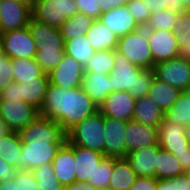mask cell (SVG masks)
Listing matches in <instances>:
<instances>
[{
    "label": "cell",
    "mask_w": 190,
    "mask_h": 190,
    "mask_svg": "<svg viewBox=\"0 0 190 190\" xmlns=\"http://www.w3.org/2000/svg\"><path fill=\"white\" fill-rule=\"evenodd\" d=\"M48 85V73H44L41 77L37 78V80L20 83V101L31 104L40 111Z\"/></svg>",
    "instance_id": "obj_25"
},
{
    "label": "cell",
    "mask_w": 190,
    "mask_h": 190,
    "mask_svg": "<svg viewBox=\"0 0 190 190\" xmlns=\"http://www.w3.org/2000/svg\"><path fill=\"white\" fill-rule=\"evenodd\" d=\"M66 134L72 145L104 154V115L99 110L77 123Z\"/></svg>",
    "instance_id": "obj_4"
},
{
    "label": "cell",
    "mask_w": 190,
    "mask_h": 190,
    "mask_svg": "<svg viewBox=\"0 0 190 190\" xmlns=\"http://www.w3.org/2000/svg\"><path fill=\"white\" fill-rule=\"evenodd\" d=\"M126 155L128 152L158 144V127L130 120L126 125Z\"/></svg>",
    "instance_id": "obj_17"
},
{
    "label": "cell",
    "mask_w": 190,
    "mask_h": 190,
    "mask_svg": "<svg viewBox=\"0 0 190 190\" xmlns=\"http://www.w3.org/2000/svg\"><path fill=\"white\" fill-rule=\"evenodd\" d=\"M39 115L37 108L24 101L0 99V118L9 131L19 133Z\"/></svg>",
    "instance_id": "obj_8"
},
{
    "label": "cell",
    "mask_w": 190,
    "mask_h": 190,
    "mask_svg": "<svg viewBox=\"0 0 190 190\" xmlns=\"http://www.w3.org/2000/svg\"><path fill=\"white\" fill-rule=\"evenodd\" d=\"M66 190H96L88 181H74L72 184L64 186Z\"/></svg>",
    "instance_id": "obj_50"
},
{
    "label": "cell",
    "mask_w": 190,
    "mask_h": 190,
    "mask_svg": "<svg viewBox=\"0 0 190 190\" xmlns=\"http://www.w3.org/2000/svg\"><path fill=\"white\" fill-rule=\"evenodd\" d=\"M32 7L16 0H3L0 8V34L28 26Z\"/></svg>",
    "instance_id": "obj_12"
},
{
    "label": "cell",
    "mask_w": 190,
    "mask_h": 190,
    "mask_svg": "<svg viewBox=\"0 0 190 190\" xmlns=\"http://www.w3.org/2000/svg\"><path fill=\"white\" fill-rule=\"evenodd\" d=\"M159 144L128 152L125 158L137 177H155Z\"/></svg>",
    "instance_id": "obj_18"
},
{
    "label": "cell",
    "mask_w": 190,
    "mask_h": 190,
    "mask_svg": "<svg viewBox=\"0 0 190 190\" xmlns=\"http://www.w3.org/2000/svg\"><path fill=\"white\" fill-rule=\"evenodd\" d=\"M143 70V68L133 65L129 59L115 50L114 67L109 74L111 90L113 92L128 91L134 98L135 79Z\"/></svg>",
    "instance_id": "obj_10"
},
{
    "label": "cell",
    "mask_w": 190,
    "mask_h": 190,
    "mask_svg": "<svg viewBox=\"0 0 190 190\" xmlns=\"http://www.w3.org/2000/svg\"><path fill=\"white\" fill-rule=\"evenodd\" d=\"M64 51L66 55L73 57L82 65H84L95 53L87 40L86 35H80L65 41Z\"/></svg>",
    "instance_id": "obj_34"
},
{
    "label": "cell",
    "mask_w": 190,
    "mask_h": 190,
    "mask_svg": "<svg viewBox=\"0 0 190 190\" xmlns=\"http://www.w3.org/2000/svg\"><path fill=\"white\" fill-rule=\"evenodd\" d=\"M4 55L5 54H4L3 44L0 38V60H1V57H3Z\"/></svg>",
    "instance_id": "obj_57"
},
{
    "label": "cell",
    "mask_w": 190,
    "mask_h": 190,
    "mask_svg": "<svg viewBox=\"0 0 190 190\" xmlns=\"http://www.w3.org/2000/svg\"><path fill=\"white\" fill-rule=\"evenodd\" d=\"M156 185L155 177H137L129 190H156Z\"/></svg>",
    "instance_id": "obj_45"
},
{
    "label": "cell",
    "mask_w": 190,
    "mask_h": 190,
    "mask_svg": "<svg viewBox=\"0 0 190 190\" xmlns=\"http://www.w3.org/2000/svg\"><path fill=\"white\" fill-rule=\"evenodd\" d=\"M93 21V18L81 13L67 18L60 27L64 42L80 35H86Z\"/></svg>",
    "instance_id": "obj_32"
},
{
    "label": "cell",
    "mask_w": 190,
    "mask_h": 190,
    "mask_svg": "<svg viewBox=\"0 0 190 190\" xmlns=\"http://www.w3.org/2000/svg\"><path fill=\"white\" fill-rule=\"evenodd\" d=\"M9 131L7 125L2 121V119L0 118V138L3 135H6Z\"/></svg>",
    "instance_id": "obj_54"
},
{
    "label": "cell",
    "mask_w": 190,
    "mask_h": 190,
    "mask_svg": "<svg viewBox=\"0 0 190 190\" xmlns=\"http://www.w3.org/2000/svg\"><path fill=\"white\" fill-rule=\"evenodd\" d=\"M28 27L37 47L35 60L45 73H49L65 55V42L60 28L49 26L33 17Z\"/></svg>",
    "instance_id": "obj_3"
},
{
    "label": "cell",
    "mask_w": 190,
    "mask_h": 190,
    "mask_svg": "<svg viewBox=\"0 0 190 190\" xmlns=\"http://www.w3.org/2000/svg\"><path fill=\"white\" fill-rule=\"evenodd\" d=\"M98 110L99 107L82 87L64 89L49 83L39 113L56 121L67 133Z\"/></svg>",
    "instance_id": "obj_2"
},
{
    "label": "cell",
    "mask_w": 190,
    "mask_h": 190,
    "mask_svg": "<svg viewBox=\"0 0 190 190\" xmlns=\"http://www.w3.org/2000/svg\"><path fill=\"white\" fill-rule=\"evenodd\" d=\"M182 93L177 87H173L157 78H154L147 96L153 100L160 109L165 112L178 100Z\"/></svg>",
    "instance_id": "obj_26"
},
{
    "label": "cell",
    "mask_w": 190,
    "mask_h": 190,
    "mask_svg": "<svg viewBox=\"0 0 190 190\" xmlns=\"http://www.w3.org/2000/svg\"><path fill=\"white\" fill-rule=\"evenodd\" d=\"M81 14H85L93 19H99L102 14L99 0H74Z\"/></svg>",
    "instance_id": "obj_42"
},
{
    "label": "cell",
    "mask_w": 190,
    "mask_h": 190,
    "mask_svg": "<svg viewBox=\"0 0 190 190\" xmlns=\"http://www.w3.org/2000/svg\"><path fill=\"white\" fill-rule=\"evenodd\" d=\"M127 8L132 17L140 27H145L151 16L150 10L144 5L143 0H131L127 3Z\"/></svg>",
    "instance_id": "obj_40"
},
{
    "label": "cell",
    "mask_w": 190,
    "mask_h": 190,
    "mask_svg": "<svg viewBox=\"0 0 190 190\" xmlns=\"http://www.w3.org/2000/svg\"><path fill=\"white\" fill-rule=\"evenodd\" d=\"M185 132H186V134H185L186 138H187L188 143L190 145V123L187 126H185Z\"/></svg>",
    "instance_id": "obj_56"
},
{
    "label": "cell",
    "mask_w": 190,
    "mask_h": 190,
    "mask_svg": "<svg viewBox=\"0 0 190 190\" xmlns=\"http://www.w3.org/2000/svg\"><path fill=\"white\" fill-rule=\"evenodd\" d=\"M155 78L181 91L190 89V59L184 56L156 63L153 68Z\"/></svg>",
    "instance_id": "obj_7"
},
{
    "label": "cell",
    "mask_w": 190,
    "mask_h": 190,
    "mask_svg": "<svg viewBox=\"0 0 190 190\" xmlns=\"http://www.w3.org/2000/svg\"><path fill=\"white\" fill-rule=\"evenodd\" d=\"M156 190H190V180L184 174L172 179H157Z\"/></svg>",
    "instance_id": "obj_41"
},
{
    "label": "cell",
    "mask_w": 190,
    "mask_h": 190,
    "mask_svg": "<svg viewBox=\"0 0 190 190\" xmlns=\"http://www.w3.org/2000/svg\"><path fill=\"white\" fill-rule=\"evenodd\" d=\"M86 38L94 51L116 50L118 37L99 19H94Z\"/></svg>",
    "instance_id": "obj_23"
},
{
    "label": "cell",
    "mask_w": 190,
    "mask_h": 190,
    "mask_svg": "<svg viewBox=\"0 0 190 190\" xmlns=\"http://www.w3.org/2000/svg\"><path fill=\"white\" fill-rule=\"evenodd\" d=\"M143 3L151 13L169 9V0H143Z\"/></svg>",
    "instance_id": "obj_48"
},
{
    "label": "cell",
    "mask_w": 190,
    "mask_h": 190,
    "mask_svg": "<svg viewBox=\"0 0 190 190\" xmlns=\"http://www.w3.org/2000/svg\"><path fill=\"white\" fill-rule=\"evenodd\" d=\"M22 141L18 132H8L0 138V157L17 169L20 162Z\"/></svg>",
    "instance_id": "obj_30"
},
{
    "label": "cell",
    "mask_w": 190,
    "mask_h": 190,
    "mask_svg": "<svg viewBox=\"0 0 190 190\" xmlns=\"http://www.w3.org/2000/svg\"><path fill=\"white\" fill-rule=\"evenodd\" d=\"M96 190H113V189L105 188V189H96Z\"/></svg>",
    "instance_id": "obj_61"
},
{
    "label": "cell",
    "mask_w": 190,
    "mask_h": 190,
    "mask_svg": "<svg viewBox=\"0 0 190 190\" xmlns=\"http://www.w3.org/2000/svg\"><path fill=\"white\" fill-rule=\"evenodd\" d=\"M52 165L54 175L58 178L63 187L75 181L76 163L74 158V145L67 139L57 151Z\"/></svg>",
    "instance_id": "obj_20"
},
{
    "label": "cell",
    "mask_w": 190,
    "mask_h": 190,
    "mask_svg": "<svg viewBox=\"0 0 190 190\" xmlns=\"http://www.w3.org/2000/svg\"><path fill=\"white\" fill-rule=\"evenodd\" d=\"M184 57L190 59V50H188V52L184 55Z\"/></svg>",
    "instance_id": "obj_60"
},
{
    "label": "cell",
    "mask_w": 190,
    "mask_h": 190,
    "mask_svg": "<svg viewBox=\"0 0 190 190\" xmlns=\"http://www.w3.org/2000/svg\"><path fill=\"white\" fill-rule=\"evenodd\" d=\"M183 174L184 170L177 158L160 147L157 152L156 179H172Z\"/></svg>",
    "instance_id": "obj_29"
},
{
    "label": "cell",
    "mask_w": 190,
    "mask_h": 190,
    "mask_svg": "<svg viewBox=\"0 0 190 190\" xmlns=\"http://www.w3.org/2000/svg\"><path fill=\"white\" fill-rule=\"evenodd\" d=\"M164 119L182 126L190 123V92L182 91L172 107L164 112Z\"/></svg>",
    "instance_id": "obj_31"
},
{
    "label": "cell",
    "mask_w": 190,
    "mask_h": 190,
    "mask_svg": "<svg viewBox=\"0 0 190 190\" xmlns=\"http://www.w3.org/2000/svg\"><path fill=\"white\" fill-rule=\"evenodd\" d=\"M84 73L83 65L65 54L59 65L48 73V79L60 88H76L81 87Z\"/></svg>",
    "instance_id": "obj_11"
},
{
    "label": "cell",
    "mask_w": 190,
    "mask_h": 190,
    "mask_svg": "<svg viewBox=\"0 0 190 190\" xmlns=\"http://www.w3.org/2000/svg\"><path fill=\"white\" fill-rule=\"evenodd\" d=\"M115 50L95 51L83 65L85 73H103L109 75L114 67Z\"/></svg>",
    "instance_id": "obj_33"
},
{
    "label": "cell",
    "mask_w": 190,
    "mask_h": 190,
    "mask_svg": "<svg viewBox=\"0 0 190 190\" xmlns=\"http://www.w3.org/2000/svg\"><path fill=\"white\" fill-rule=\"evenodd\" d=\"M169 10L179 14L185 12L183 6L179 4V0H169Z\"/></svg>",
    "instance_id": "obj_53"
},
{
    "label": "cell",
    "mask_w": 190,
    "mask_h": 190,
    "mask_svg": "<svg viewBox=\"0 0 190 190\" xmlns=\"http://www.w3.org/2000/svg\"><path fill=\"white\" fill-rule=\"evenodd\" d=\"M81 87L98 107L113 92L109 75L98 72L84 73Z\"/></svg>",
    "instance_id": "obj_22"
},
{
    "label": "cell",
    "mask_w": 190,
    "mask_h": 190,
    "mask_svg": "<svg viewBox=\"0 0 190 190\" xmlns=\"http://www.w3.org/2000/svg\"><path fill=\"white\" fill-rule=\"evenodd\" d=\"M0 38L4 54L9 58H35L37 47L28 26L1 33Z\"/></svg>",
    "instance_id": "obj_9"
},
{
    "label": "cell",
    "mask_w": 190,
    "mask_h": 190,
    "mask_svg": "<svg viewBox=\"0 0 190 190\" xmlns=\"http://www.w3.org/2000/svg\"><path fill=\"white\" fill-rule=\"evenodd\" d=\"M105 155L98 151L74 146L75 181H88L93 186V173Z\"/></svg>",
    "instance_id": "obj_21"
},
{
    "label": "cell",
    "mask_w": 190,
    "mask_h": 190,
    "mask_svg": "<svg viewBox=\"0 0 190 190\" xmlns=\"http://www.w3.org/2000/svg\"><path fill=\"white\" fill-rule=\"evenodd\" d=\"M127 122L104 116V155L107 157L126 156Z\"/></svg>",
    "instance_id": "obj_14"
},
{
    "label": "cell",
    "mask_w": 190,
    "mask_h": 190,
    "mask_svg": "<svg viewBox=\"0 0 190 190\" xmlns=\"http://www.w3.org/2000/svg\"><path fill=\"white\" fill-rule=\"evenodd\" d=\"M22 147L17 170L32 171L52 163L57 151L67 139L66 132L54 120L39 115L19 132Z\"/></svg>",
    "instance_id": "obj_1"
},
{
    "label": "cell",
    "mask_w": 190,
    "mask_h": 190,
    "mask_svg": "<svg viewBox=\"0 0 190 190\" xmlns=\"http://www.w3.org/2000/svg\"><path fill=\"white\" fill-rule=\"evenodd\" d=\"M136 99L128 91L112 92L99 106V111L109 118L124 122L132 120Z\"/></svg>",
    "instance_id": "obj_15"
},
{
    "label": "cell",
    "mask_w": 190,
    "mask_h": 190,
    "mask_svg": "<svg viewBox=\"0 0 190 190\" xmlns=\"http://www.w3.org/2000/svg\"><path fill=\"white\" fill-rule=\"evenodd\" d=\"M174 33L180 49V56H184L190 50V14L187 11L178 16Z\"/></svg>",
    "instance_id": "obj_37"
},
{
    "label": "cell",
    "mask_w": 190,
    "mask_h": 190,
    "mask_svg": "<svg viewBox=\"0 0 190 190\" xmlns=\"http://www.w3.org/2000/svg\"><path fill=\"white\" fill-rule=\"evenodd\" d=\"M113 172V157L105 156L93 173V186L96 189L109 188Z\"/></svg>",
    "instance_id": "obj_38"
},
{
    "label": "cell",
    "mask_w": 190,
    "mask_h": 190,
    "mask_svg": "<svg viewBox=\"0 0 190 190\" xmlns=\"http://www.w3.org/2000/svg\"><path fill=\"white\" fill-rule=\"evenodd\" d=\"M16 1H20L22 3H26V4H28V5H30L32 7L34 0H16Z\"/></svg>",
    "instance_id": "obj_58"
},
{
    "label": "cell",
    "mask_w": 190,
    "mask_h": 190,
    "mask_svg": "<svg viewBox=\"0 0 190 190\" xmlns=\"http://www.w3.org/2000/svg\"><path fill=\"white\" fill-rule=\"evenodd\" d=\"M0 99L20 101V83L12 82L0 92Z\"/></svg>",
    "instance_id": "obj_47"
},
{
    "label": "cell",
    "mask_w": 190,
    "mask_h": 190,
    "mask_svg": "<svg viewBox=\"0 0 190 190\" xmlns=\"http://www.w3.org/2000/svg\"><path fill=\"white\" fill-rule=\"evenodd\" d=\"M0 190H19V182H15V180L0 182Z\"/></svg>",
    "instance_id": "obj_52"
},
{
    "label": "cell",
    "mask_w": 190,
    "mask_h": 190,
    "mask_svg": "<svg viewBox=\"0 0 190 190\" xmlns=\"http://www.w3.org/2000/svg\"><path fill=\"white\" fill-rule=\"evenodd\" d=\"M137 178L125 157H113V172L109 188L113 190H129Z\"/></svg>",
    "instance_id": "obj_27"
},
{
    "label": "cell",
    "mask_w": 190,
    "mask_h": 190,
    "mask_svg": "<svg viewBox=\"0 0 190 190\" xmlns=\"http://www.w3.org/2000/svg\"><path fill=\"white\" fill-rule=\"evenodd\" d=\"M153 66L156 63L167 61L180 56V49L174 31L147 30Z\"/></svg>",
    "instance_id": "obj_13"
},
{
    "label": "cell",
    "mask_w": 190,
    "mask_h": 190,
    "mask_svg": "<svg viewBox=\"0 0 190 190\" xmlns=\"http://www.w3.org/2000/svg\"><path fill=\"white\" fill-rule=\"evenodd\" d=\"M128 0H99L101 12H107L113 8L127 5Z\"/></svg>",
    "instance_id": "obj_49"
},
{
    "label": "cell",
    "mask_w": 190,
    "mask_h": 190,
    "mask_svg": "<svg viewBox=\"0 0 190 190\" xmlns=\"http://www.w3.org/2000/svg\"><path fill=\"white\" fill-rule=\"evenodd\" d=\"M13 82L25 83V81L37 80L45 72L37 64L35 58L12 59Z\"/></svg>",
    "instance_id": "obj_28"
},
{
    "label": "cell",
    "mask_w": 190,
    "mask_h": 190,
    "mask_svg": "<svg viewBox=\"0 0 190 190\" xmlns=\"http://www.w3.org/2000/svg\"><path fill=\"white\" fill-rule=\"evenodd\" d=\"M99 20L117 37L127 35L140 28L128 10L127 5L102 13Z\"/></svg>",
    "instance_id": "obj_19"
},
{
    "label": "cell",
    "mask_w": 190,
    "mask_h": 190,
    "mask_svg": "<svg viewBox=\"0 0 190 190\" xmlns=\"http://www.w3.org/2000/svg\"><path fill=\"white\" fill-rule=\"evenodd\" d=\"M17 169L0 157V182H9L15 179Z\"/></svg>",
    "instance_id": "obj_46"
},
{
    "label": "cell",
    "mask_w": 190,
    "mask_h": 190,
    "mask_svg": "<svg viewBox=\"0 0 190 190\" xmlns=\"http://www.w3.org/2000/svg\"><path fill=\"white\" fill-rule=\"evenodd\" d=\"M179 4H181L185 11L190 9V0H179Z\"/></svg>",
    "instance_id": "obj_55"
},
{
    "label": "cell",
    "mask_w": 190,
    "mask_h": 190,
    "mask_svg": "<svg viewBox=\"0 0 190 190\" xmlns=\"http://www.w3.org/2000/svg\"><path fill=\"white\" fill-rule=\"evenodd\" d=\"M184 175L190 180V168L184 171Z\"/></svg>",
    "instance_id": "obj_59"
},
{
    "label": "cell",
    "mask_w": 190,
    "mask_h": 190,
    "mask_svg": "<svg viewBox=\"0 0 190 190\" xmlns=\"http://www.w3.org/2000/svg\"><path fill=\"white\" fill-rule=\"evenodd\" d=\"M116 51L123 54L133 65L143 69L153 68L152 53L145 27L118 37Z\"/></svg>",
    "instance_id": "obj_5"
},
{
    "label": "cell",
    "mask_w": 190,
    "mask_h": 190,
    "mask_svg": "<svg viewBox=\"0 0 190 190\" xmlns=\"http://www.w3.org/2000/svg\"><path fill=\"white\" fill-rule=\"evenodd\" d=\"M176 158L180 162V165L184 171L190 168V146L189 151L178 154Z\"/></svg>",
    "instance_id": "obj_51"
},
{
    "label": "cell",
    "mask_w": 190,
    "mask_h": 190,
    "mask_svg": "<svg viewBox=\"0 0 190 190\" xmlns=\"http://www.w3.org/2000/svg\"><path fill=\"white\" fill-rule=\"evenodd\" d=\"M185 134V126L163 119L158 127V144L177 157L178 154L189 151L190 145Z\"/></svg>",
    "instance_id": "obj_16"
},
{
    "label": "cell",
    "mask_w": 190,
    "mask_h": 190,
    "mask_svg": "<svg viewBox=\"0 0 190 190\" xmlns=\"http://www.w3.org/2000/svg\"><path fill=\"white\" fill-rule=\"evenodd\" d=\"M15 182H19V190H39L33 172L30 170H18Z\"/></svg>",
    "instance_id": "obj_44"
},
{
    "label": "cell",
    "mask_w": 190,
    "mask_h": 190,
    "mask_svg": "<svg viewBox=\"0 0 190 190\" xmlns=\"http://www.w3.org/2000/svg\"><path fill=\"white\" fill-rule=\"evenodd\" d=\"M39 190H61L63 185L54 175L52 163L44 164L32 170Z\"/></svg>",
    "instance_id": "obj_36"
},
{
    "label": "cell",
    "mask_w": 190,
    "mask_h": 190,
    "mask_svg": "<svg viewBox=\"0 0 190 190\" xmlns=\"http://www.w3.org/2000/svg\"><path fill=\"white\" fill-rule=\"evenodd\" d=\"M180 14L169 9H163L158 12L151 13V16L146 24V30H166L174 31L175 24L178 21Z\"/></svg>",
    "instance_id": "obj_35"
},
{
    "label": "cell",
    "mask_w": 190,
    "mask_h": 190,
    "mask_svg": "<svg viewBox=\"0 0 190 190\" xmlns=\"http://www.w3.org/2000/svg\"><path fill=\"white\" fill-rule=\"evenodd\" d=\"M79 13L74 0H34L32 17L49 26L60 28L69 17Z\"/></svg>",
    "instance_id": "obj_6"
},
{
    "label": "cell",
    "mask_w": 190,
    "mask_h": 190,
    "mask_svg": "<svg viewBox=\"0 0 190 190\" xmlns=\"http://www.w3.org/2000/svg\"><path fill=\"white\" fill-rule=\"evenodd\" d=\"M12 59L4 55L0 60V92L13 82Z\"/></svg>",
    "instance_id": "obj_43"
},
{
    "label": "cell",
    "mask_w": 190,
    "mask_h": 190,
    "mask_svg": "<svg viewBox=\"0 0 190 190\" xmlns=\"http://www.w3.org/2000/svg\"><path fill=\"white\" fill-rule=\"evenodd\" d=\"M154 78L155 72L153 69H144L139 74L134 83V99H139L147 95Z\"/></svg>",
    "instance_id": "obj_39"
},
{
    "label": "cell",
    "mask_w": 190,
    "mask_h": 190,
    "mask_svg": "<svg viewBox=\"0 0 190 190\" xmlns=\"http://www.w3.org/2000/svg\"><path fill=\"white\" fill-rule=\"evenodd\" d=\"M164 119V112L147 95L136 99L132 120L144 125L159 127Z\"/></svg>",
    "instance_id": "obj_24"
}]
</instances>
